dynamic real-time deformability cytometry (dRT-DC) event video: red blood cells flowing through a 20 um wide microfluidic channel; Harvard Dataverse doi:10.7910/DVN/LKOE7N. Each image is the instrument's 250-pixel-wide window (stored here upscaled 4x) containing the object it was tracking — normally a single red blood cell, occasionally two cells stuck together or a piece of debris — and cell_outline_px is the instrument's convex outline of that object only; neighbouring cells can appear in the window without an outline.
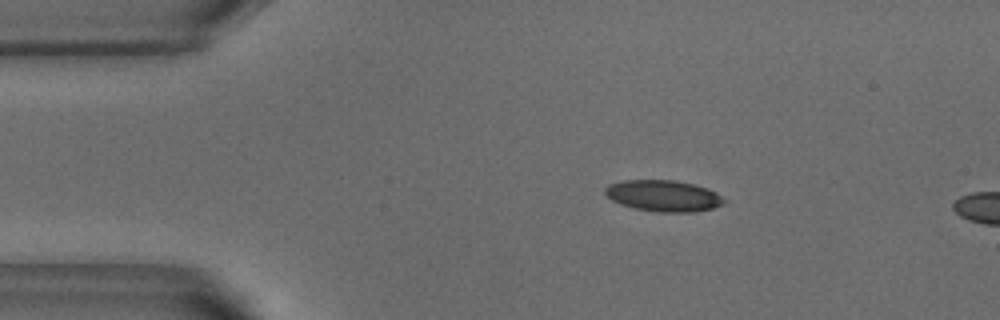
{"species": "common noctule bat (a hibernating species)", "species_latin": "Nyctalus noctula", "temperature_condition": "warm", "stored_images_in_passage": 4, "camera_frame_rate_fps": 3000, "um_per_image_px": 0.085, "animal": {"sex": "male", "body_mass_g": 18.8}, "frame": {"image": 1, "passage_image": 1, "time_ms": 0.0, "image_size_px": [1000, 320], "cell_outline_px": [[728, 200], [724, 204], [712, 208], [692, 212], [656, 212], [636, 208], [620, 204], [604, 196], [604, 188], [608, 184], [624, 180], [676, 180], [708, 188], [716, 192]], "centroid_in_image_um": [56.39, 16.64], "position_along_channel_um": 28.6, "area_um2": 21.91}}